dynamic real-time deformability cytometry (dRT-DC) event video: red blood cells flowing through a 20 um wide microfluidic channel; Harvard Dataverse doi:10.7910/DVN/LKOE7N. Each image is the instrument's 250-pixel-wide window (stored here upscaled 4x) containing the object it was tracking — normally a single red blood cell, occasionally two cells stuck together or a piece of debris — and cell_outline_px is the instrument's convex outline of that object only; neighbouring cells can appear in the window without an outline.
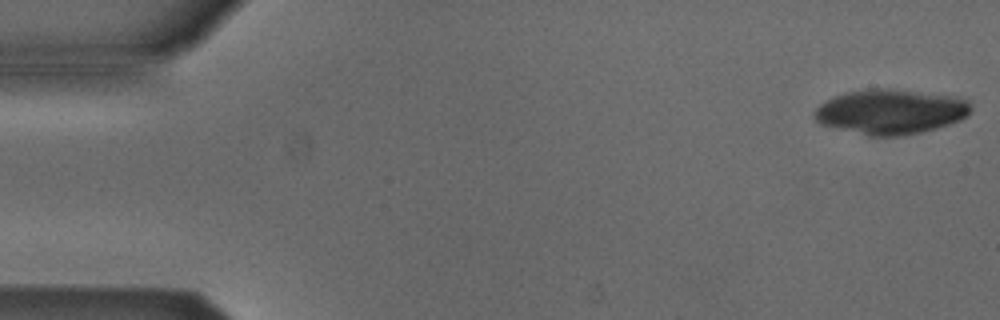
{"species": "Egyptian fruit bat (a non-hibernating species)", "species_latin": "Rousettus aegyptiacus", "temperature_condition": "cold", "stored_images_in_passage": 17, "camera_frame_rate_fps": 3000, "um_per_image_px": 0.085, "animal": {"sex": "male"}, "frame": {"image": 1, "passage_image": 1, "time_ms": 0.0, "image_size_px": [1000, 320], "cell_outline_px": [[972, 112], [968, 116], [960, 120], [936, 128], [920, 132], [900, 136], [868, 136], [820, 124], [812, 116], [812, 112], [820, 104], [836, 96], [848, 92], [876, 88], [892, 88], [956, 96], [968, 100], [972, 104]], "centroid_in_image_um": [75.73, 9.49], "position_along_channel_um": 9.3, "area_um2": 41.15}}